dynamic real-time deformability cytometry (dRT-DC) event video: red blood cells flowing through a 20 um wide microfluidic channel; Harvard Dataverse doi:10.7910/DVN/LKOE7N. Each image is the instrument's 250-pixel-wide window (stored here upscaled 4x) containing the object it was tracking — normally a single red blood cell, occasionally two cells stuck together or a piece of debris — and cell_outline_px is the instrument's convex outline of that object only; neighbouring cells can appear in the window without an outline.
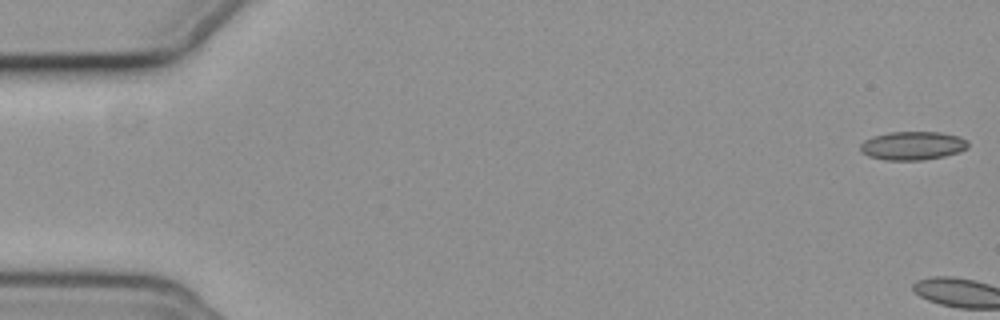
{"species": "common noctule bat (a hibernating species)", "species_latin": "Nyctalus noctula", "temperature_condition": "cold", "stored_images_in_passage": 3, "camera_frame_rate_fps": 3000, "um_per_image_px": 0.085, "animal": {"sex": "female", "body_mass_g": 19.3, "forearm_length_mm": 54.1}, "frame": {"image": 1, "passage_image": 1, "time_ms": 0.0, "image_size_px": [1000, 320], "cell_outline_px": [[968, 148], [960, 152], [944, 156], [924, 160], [884, 160], [868, 156], [860, 152], [860, 144], [864, 140], [872, 136], [888, 132], [940, 132], [960, 136], [968, 140]], "centroid_in_image_um": [77.57, 12.38], "position_along_channel_um": 7.4, "area_um2": 18.21}}